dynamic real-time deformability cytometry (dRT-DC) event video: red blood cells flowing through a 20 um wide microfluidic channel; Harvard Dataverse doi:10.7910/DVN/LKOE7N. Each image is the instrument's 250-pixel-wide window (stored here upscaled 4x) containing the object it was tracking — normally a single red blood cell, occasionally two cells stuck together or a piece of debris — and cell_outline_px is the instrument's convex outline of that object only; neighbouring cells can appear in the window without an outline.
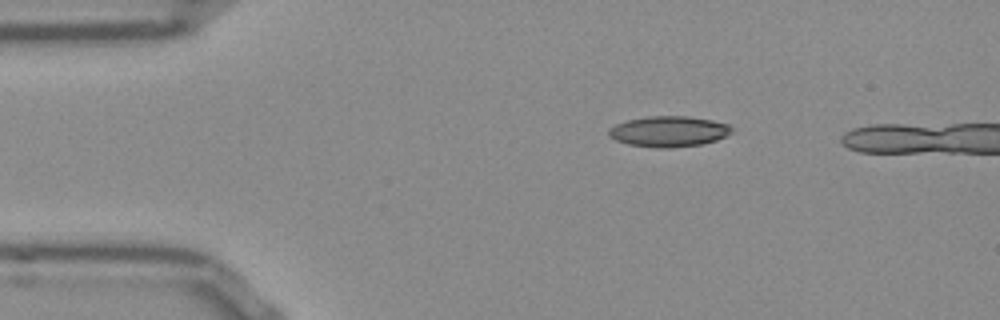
{"species": "Egyptian fruit bat (a non-hibernating species)", "species_latin": "Rousettus aegyptiacus", "temperature_condition": "room temperature", "stored_images_in_passage": 38, "camera_frame_rate_fps": 3000, "um_per_image_px": 0.085, "frame": {"image": 1, "passage_image": 1, "time_ms": 0.0, "image_size_px": [1000, 320], "cell_outline_px": [[732, 132], [716, 140], [700, 144], [668, 148], [656, 148], [628, 144], [616, 140], [608, 136], [608, 128], [616, 124], [628, 120], [648, 116], [688, 116], [712, 120], [728, 124], [732, 128]], "centroid_in_image_um": [56.81, 11.17], "position_along_channel_um": 28.2, "area_um2": 21.91}}
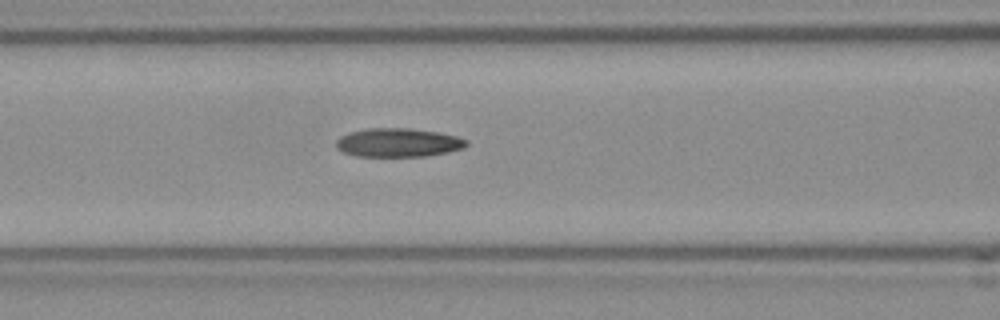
{"frame": {"image": 2, "passage_image": 13, "time_ms": 4.0, "image_size_px": [1000, 320], "cell_outline_px": [[468, 144], [464, 148], [448, 152], [424, 156], [356, 156], [344, 152], [336, 148], [336, 140], [340, 136], [352, 132], [368, 128], [408, 128], [436, 132], [456, 136], [468, 140]], "centroid_in_image_um": [33.85, 12.12], "position_along_channel_um": 132.8, "area_um2": 21.68}}
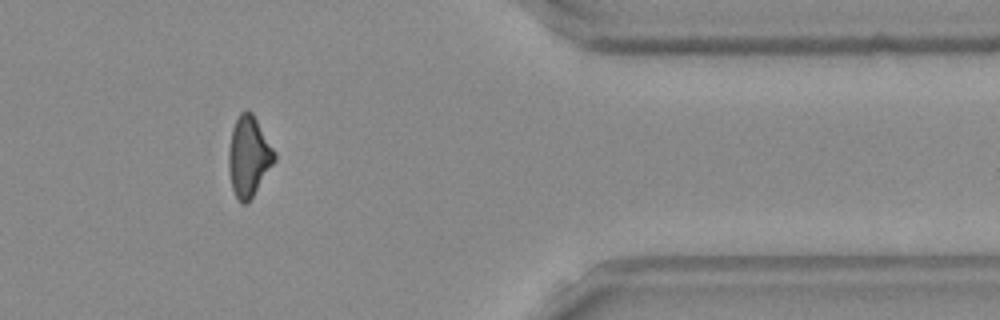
{"frame": {"image": 3, "passage_image": 35, "time_ms": 11.333, "image_size_px": [1000, 320], "cell_outline_px": [[276, 160], [248, 204], [240, 204], [232, 188], [228, 168], [228, 152], [232, 128], [240, 112], [252, 112], [276, 152]], "centroid_in_image_um": [21.14, 13.33], "position_along_channel_um": 390.3, "area_um2": 21.5}}